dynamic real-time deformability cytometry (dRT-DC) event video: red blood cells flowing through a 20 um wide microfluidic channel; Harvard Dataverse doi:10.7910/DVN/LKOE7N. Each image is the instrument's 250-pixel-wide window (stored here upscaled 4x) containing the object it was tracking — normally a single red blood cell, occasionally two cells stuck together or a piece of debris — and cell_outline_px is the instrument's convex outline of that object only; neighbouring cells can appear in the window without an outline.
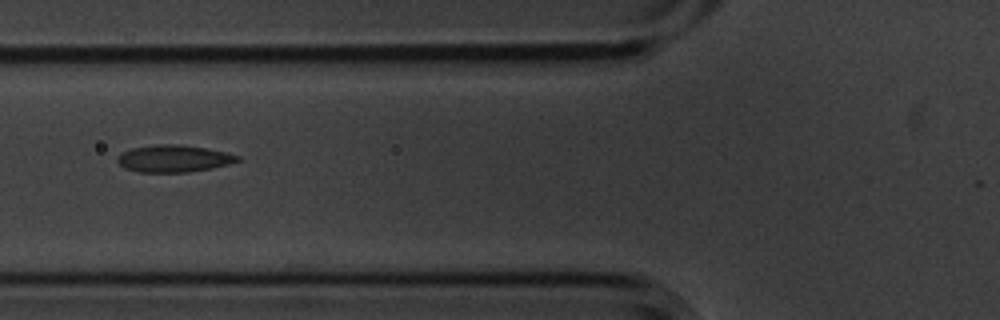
{"species": "common noctule bat (a hibernating species)", "species_latin": "Nyctalus noctula", "temperature_condition": "cold", "stored_images_in_passage": 15, "camera_frame_rate_fps": 3000, "um_per_image_px": 0.085, "animal": {"sex": "male", "body_mass_g": 20.1, "forearm_length_mm": 53.5}, "frame": {"image": 1, "passage_image": 6, "time_ms": 1.667, "image_size_px": [1000, 320], "cell_outline_px": [[240, 160], [228, 164], [212, 168], [188, 172], [136, 172], [124, 168], [116, 160], [124, 152], [132, 148], [156, 144], [176, 144], [204, 148], [224, 152], [240, 156]], "centroid_in_image_um": [14.76, 13.48], "position_along_channel_um": 111.0, "area_um2": 18.73}}
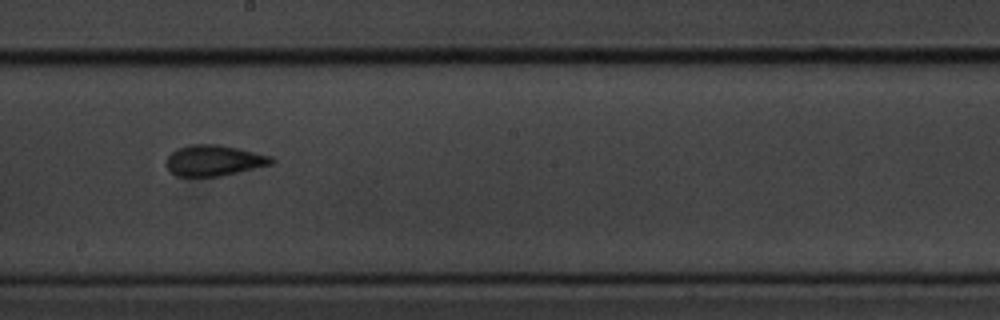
{"frame": {"image": 2, "passage_image": 9, "time_ms": 2.667, "image_size_px": [1000, 320], "cell_outline_px": [[276, 160], [272, 164], [220, 176], [176, 176], [168, 168], [168, 156], [176, 148], [188, 144], [220, 144], [272, 156]], "centroid_in_image_um": [18.21, 13.62], "position_along_channel_um": 230.0, "area_um2": 18.79}}
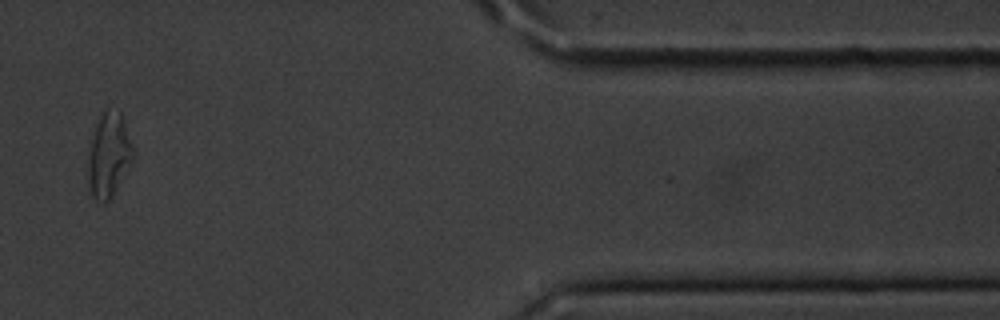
{"frame": {"image": 3, "passage_image": 14, "time_ms": 4.333, "image_size_px": [1000, 320], "cell_outline_px": [[136, 156], [112, 196], [104, 204], [96, 200], [92, 196], [88, 184], [88, 140], [104, 108], [108, 108], [120, 112], [124, 116], [136, 152]], "centroid_in_image_um": [9.26, 13.13], "position_along_channel_um": 402.1, "area_um2": 23.06}}